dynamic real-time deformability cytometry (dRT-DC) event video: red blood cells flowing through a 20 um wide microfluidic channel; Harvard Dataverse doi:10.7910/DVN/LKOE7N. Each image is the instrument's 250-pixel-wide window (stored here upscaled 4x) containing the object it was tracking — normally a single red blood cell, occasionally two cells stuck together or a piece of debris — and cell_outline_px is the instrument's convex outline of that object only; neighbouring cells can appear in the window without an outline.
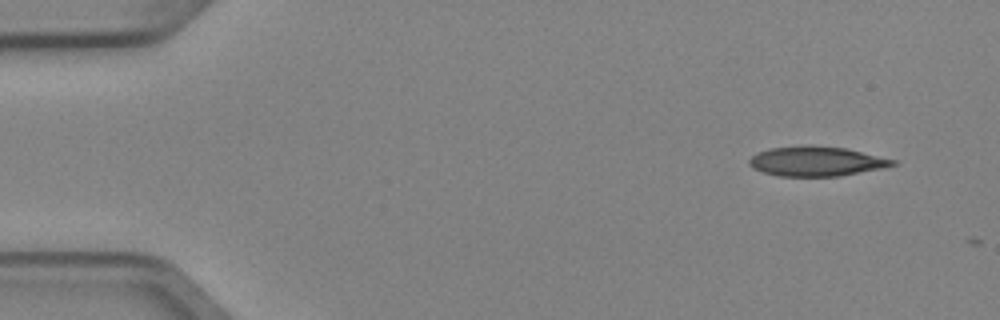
{"species": "Egyptian fruit bat (a non-hibernating species)", "species_latin": "Rousettus aegyptiacus", "temperature_condition": "cold", "stored_images_in_passage": 3, "camera_frame_rate_fps": 3000, "um_per_image_px": 0.085, "animal": {"sex": "female"}, "frame": {"image": 1, "passage_image": 1, "time_ms": 0.0, "image_size_px": [1000, 320], "cell_outline_px": [[896, 164], [880, 168], [840, 176], [780, 176], [764, 172], [752, 168], [748, 164], [748, 160], [752, 156], [768, 148], [844, 148], [896, 160]], "centroid_in_image_um": [69.37, 13.75], "position_along_channel_um": 15.6, "area_um2": 23.58}}